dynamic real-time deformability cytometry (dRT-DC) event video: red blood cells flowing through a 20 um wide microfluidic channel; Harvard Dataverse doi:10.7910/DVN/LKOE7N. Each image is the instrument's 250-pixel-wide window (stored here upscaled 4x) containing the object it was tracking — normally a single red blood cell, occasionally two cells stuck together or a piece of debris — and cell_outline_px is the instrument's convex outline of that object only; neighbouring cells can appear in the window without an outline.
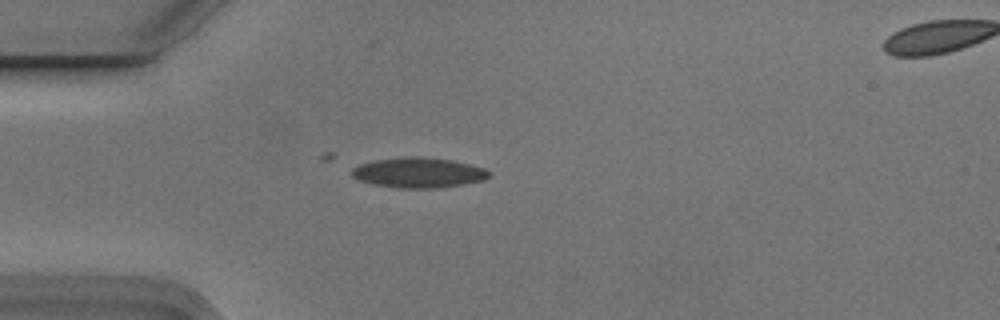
{"species": "Egyptian fruit bat (a non-hibernating species)", "species_latin": "Rousettus aegyptiacus", "temperature_condition": "cold", "stored_images_in_passage": 5, "camera_frame_rate_fps": 3000, "um_per_image_px": 0.085, "animal": {"sex": "male"}, "frame": {"image": 1, "passage_image": 4, "time_ms": 1.0, "image_size_px": [1000, 320], "cell_outline_px": [[488, 176], [484, 180], [436, 188], [396, 188], [372, 184], [360, 180], [352, 176], [352, 168], [360, 164], [376, 160], [404, 156], [420, 156], [452, 160], [472, 164], [484, 168], [488, 172]], "centroid_in_image_um": [35.55, 14.66], "position_along_channel_um": 49.5, "area_um2": 24.04}}